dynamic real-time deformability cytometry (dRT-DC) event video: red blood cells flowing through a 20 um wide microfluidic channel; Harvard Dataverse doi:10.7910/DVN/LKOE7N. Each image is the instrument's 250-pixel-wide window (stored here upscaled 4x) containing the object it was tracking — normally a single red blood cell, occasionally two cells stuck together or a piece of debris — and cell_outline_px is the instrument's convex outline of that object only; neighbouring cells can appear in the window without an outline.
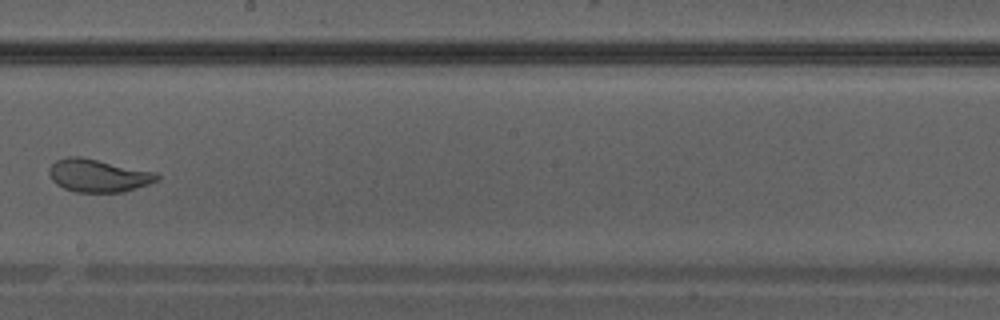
{"species": "Egyptian fruit bat (a non-hibernating species)", "species_latin": "Rousettus aegyptiacus", "temperature_condition": "warm", "stored_images_in_passage": 39, "camera_frame_rate_fps": 3000, "um_per_image_px": 0.085, "animal": {"sex": "male"}, "frame": {"image": 1, "passage_image": 23, "time_ms": 7.333, "image_size_px": [1000, 320], "cell_outline_px": [[160, 180], [124, 192], [76, 192], [64, 188], [56, 184], [52, 180], [48, 172], [48, 168], [56, 160], [68, 156], [80, 156], [156, 172], [160, 176]], "centroid_in_image_um": [8.35, 14.92], "position_along_channel_um": 239.9, "area_um2": 20.75}}